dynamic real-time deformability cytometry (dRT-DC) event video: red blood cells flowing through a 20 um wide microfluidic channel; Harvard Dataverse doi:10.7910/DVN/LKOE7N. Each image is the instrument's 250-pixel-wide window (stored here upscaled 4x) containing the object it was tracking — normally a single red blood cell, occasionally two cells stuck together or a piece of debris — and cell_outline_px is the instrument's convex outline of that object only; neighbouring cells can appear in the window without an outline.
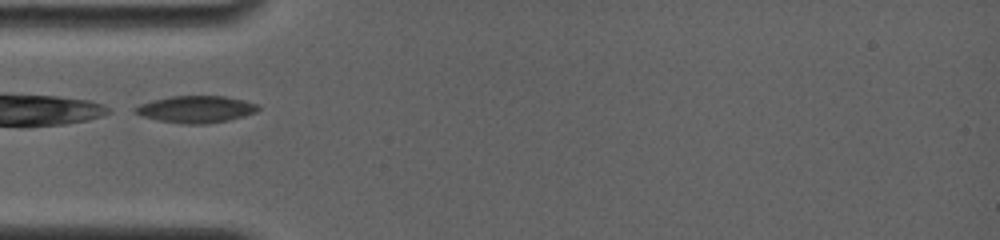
{"species": "common noctule bat (a hibernating species)", "species_latin": "Nyctalus noctula", "temperature_condition": "room temperature", "stored_images_in_passage": 2, "camera_frame_rate_fps": 4000, "um_per_image_px": 0.085, "animal": {"sex": "female", "body_mass_g": 19.0, "forearm_length_mm": 56.7}, "frame": {"image": 1, "passage_image": 1, "time_ms": 0.0, "image_size_px": [1000, 240], "cell_outline_px": [[260, 108], [256, 112], [228, 120], [204, 124], [180, 124], [160, 120], [144, 116], [132, 112], [132, 108], [140, 104], [152, 100], [172, 96], [224, 96], [244, 100], [260, 104]], "centroid_in_image_um": [16.66, 9.28], "position_along_channel_um": 68.3, "area_um2": 19.31}}